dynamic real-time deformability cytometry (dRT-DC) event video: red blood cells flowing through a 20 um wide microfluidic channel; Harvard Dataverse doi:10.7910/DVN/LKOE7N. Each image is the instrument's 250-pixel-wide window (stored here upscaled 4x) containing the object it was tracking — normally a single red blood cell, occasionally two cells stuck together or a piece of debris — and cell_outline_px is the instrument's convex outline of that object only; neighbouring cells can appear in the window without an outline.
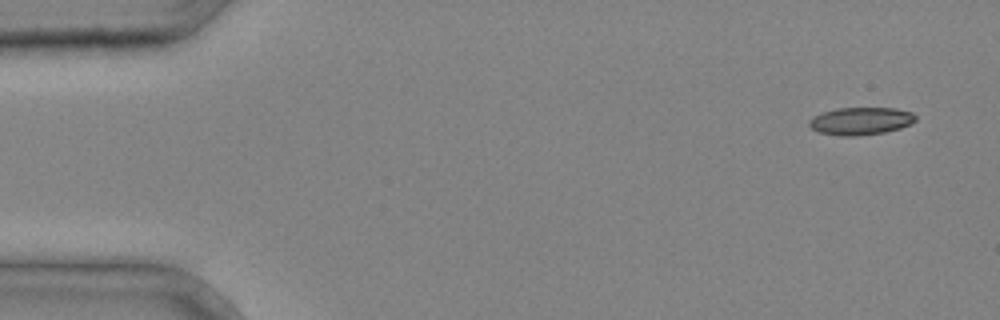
{"species": "common noctule bat (a hibernating species)", "species_latin": "Nyctalus noctula", "temperature_condition": "cold", "stored_images_in_passage": 4, "camera_frame_rate_fps": 3000, "um_per_image_px": 0.085, "animal": {"sex": "male", "body_mass_g": 20.4}, "frame": {"image": 1, "passage_image": 1, "time_ms": 0.0, "image_size_px": [1000, 320], "cell_outline_px": [[916, 120], [912, 124], [900, 128], [884, 132], [856, 136], [840, 136], [820, 132], [812, 128], [808, 124], [808, 120], [812, 116], [820, 112], [836, 108], [896, 108], [912, 112], [916, 116]], "centroid_in_image_um": [73.15, 10.28], "position_along_channel_um": 11.9, "area_um2": 17.28}}
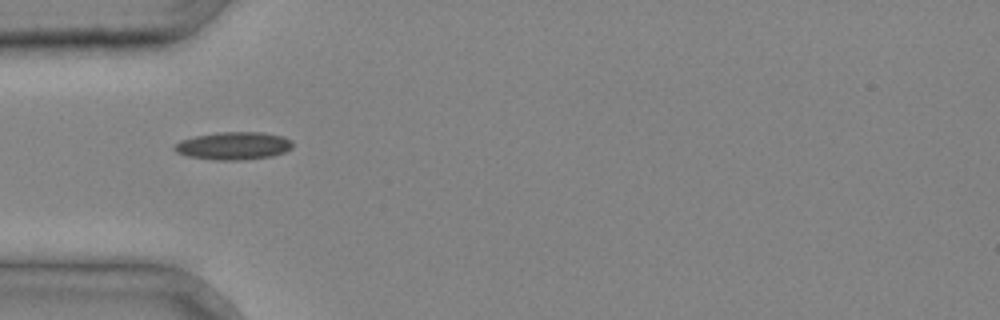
{"frame": {"image": 2, "passage_image": 4, "time_ms": 1.0, "image_size_px": [1000, 320], "cell_outline_px": [[292, 148], [284, 152], [272, 156], [244, 160], [212, 160], [184, 156], [176, 152], [172, 148], [180, 140], [196, 136], [220, 132], [260, 132], [284, 136], [292, 140]], "centroid_in_image_um": [19.84, 12.4], "position_along_channel_um": 65.2, "area_um2": 19.31}}